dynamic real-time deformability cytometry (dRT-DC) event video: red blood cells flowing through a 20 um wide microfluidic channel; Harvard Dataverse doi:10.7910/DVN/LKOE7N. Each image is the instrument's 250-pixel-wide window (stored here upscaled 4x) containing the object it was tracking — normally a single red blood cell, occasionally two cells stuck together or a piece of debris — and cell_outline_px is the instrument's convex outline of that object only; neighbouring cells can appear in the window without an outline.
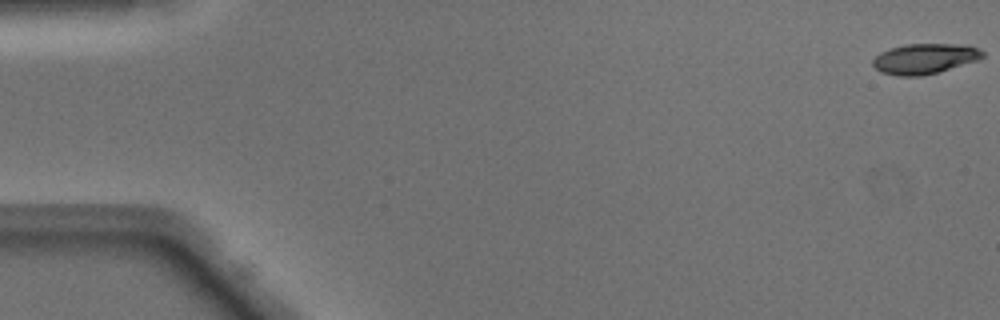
{"species": "Egyptian fruit bat (a non-hibernating species)", "species_latin": "Rousettus aegyptiacus", "temperature_condition": "warm", "stored_images_in_passage": 50, "camera_frame_rate_fps": 3000, "um_per_image_px": 0.085, "animal": {"sex": "male"}, "frame": {"image": 1, "passage_image": 1, "time_ms": 0.0, "image_size_px": [1000, 320], "cell_outline_px": [[984, 56], [980, 60], [936, 72], [920, 76], [896, 76], [880, 72], [872, 64], [872, 60], [880, 52], [888, 48], [904, 44], [968, 44], [980, 48], [984, 52]], "centroid_in_image_um": [78.61, 4.97], "position_along_channel_um": 6.4, "area_um2": 19.65}}
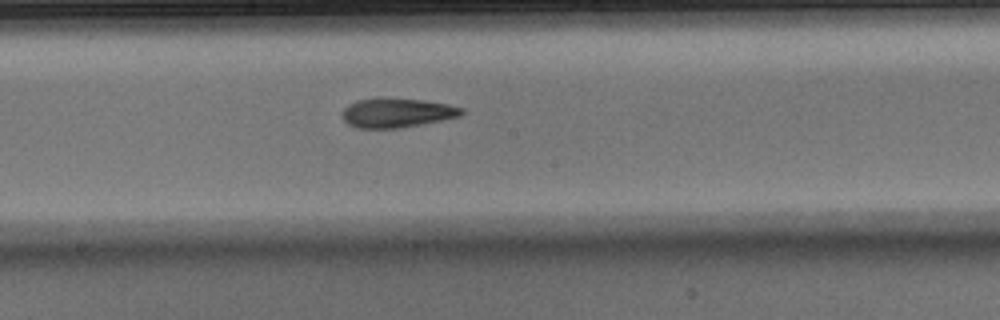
{"frame": {"image": 2, "passage_image": 27, "time_ms": 8.667, "image_size_px": [1000, 320], "cell_outline_px": [[464, 112], [460, 116], [400, 128], [356, 128], [348, 124], [344, 120], [344, 108], [348, 104], [356, 100], [424, 100], [448, 104], [464, 108]], "centroid_in_image_um": [33.76, 9.62], "position_along_channel_um": 214.4, "area_um2": 19.65}}
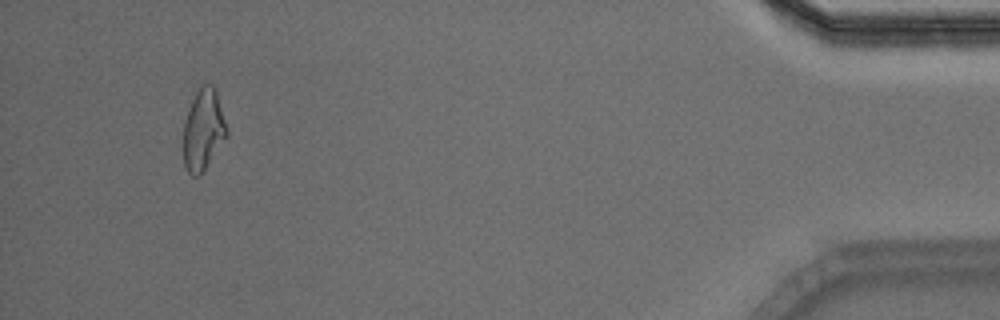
{"frame": {"image": 3, "passage_image": 47, "time_ms": 15.333, "image_size_px": [1000, 320], "cell_outline_px": [[228, 136], [200, 176], [192, 176], [188, 172], [184, 164], [180, 140], [184, 120], [188, 108], [196, 92], [204, 84], [212, 84], [216, 88], [228, 128]], "centroid_in_image_um": [17.25, 11.06], "position_along_channel_um": 417.9, "area_um2": 21.39}, "authors_computed_cell_mechanics": {"area_um2": 20.3456, "velocity_mm_per_s": 4.1192, "shape_relaxation_time_tau1_ms": 8.7521, "shape_relaxation_time_tau2_ms": 2.3084, "deformation_change_tau1": 0.2466, "deformation_change_tau2": 0.1141}}